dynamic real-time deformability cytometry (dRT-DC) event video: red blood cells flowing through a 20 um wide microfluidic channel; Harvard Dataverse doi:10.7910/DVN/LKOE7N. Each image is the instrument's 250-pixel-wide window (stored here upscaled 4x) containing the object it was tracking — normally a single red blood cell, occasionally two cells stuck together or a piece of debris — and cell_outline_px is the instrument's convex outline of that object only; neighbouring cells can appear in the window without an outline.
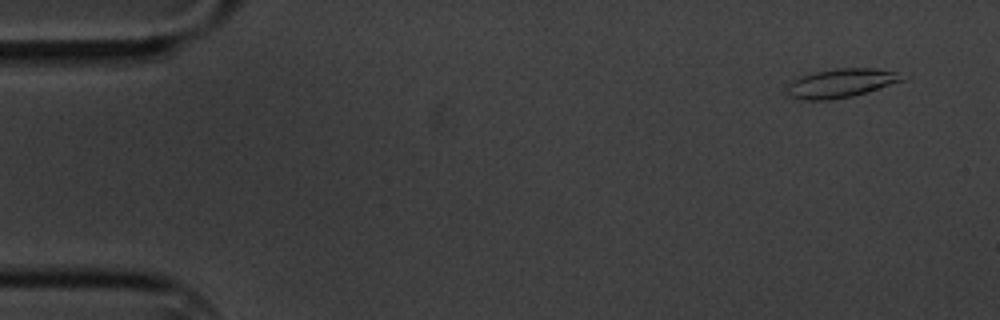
{"species": "common noctule bat (a hibernating species)", "species_latin": "Nyctalus noctula", "temperature_condition": "cold", "stored_images_in_passage": 7, "camera_frame_rate_fps": 3000, "um_per_image_px": 0.085, "animal": {"sex": "male", "body_mass_g": 20.1, "forearm_length_mm": 53.5}, "frame": {"image": 1, "passage_image": 2, "time_ms": 1.0, "image_size_px": [1000, 320], "cell_outline_px": [[912, 76], [904, 80], [868, 92], [852, 96], [828, 100], [804, 100], [788, 96], [784, 92], [788, 84], [792, 80], [816, 72], [836, 68], [872, 68], [896, 72]], "centroid_in_image_um": [71.51, 7.07], "position_along_channel_um": 13.5, "area_um2": 19.54}}
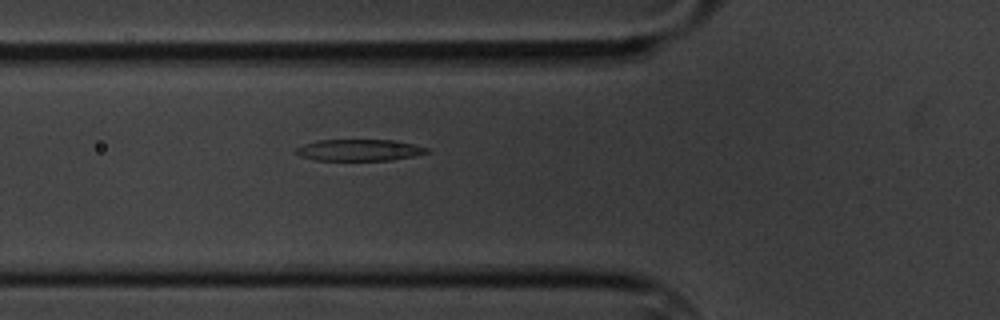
{"frame": {"image": 2, "passage_image": 7, "time_ms": 6.667, "image_size_px": [1000, 320], "cell_outline_px": [[432, 152], [416, 156], [392, 160], [312, 160], [300, 156], [292, 152], [296, 148], [304, 144], [316, 140], [396, 140], [428, 148]], "centroid_in_image_um": [30.53, 12.76], "position_along_channel_um": 95.3, "area_um2": 16.65}}